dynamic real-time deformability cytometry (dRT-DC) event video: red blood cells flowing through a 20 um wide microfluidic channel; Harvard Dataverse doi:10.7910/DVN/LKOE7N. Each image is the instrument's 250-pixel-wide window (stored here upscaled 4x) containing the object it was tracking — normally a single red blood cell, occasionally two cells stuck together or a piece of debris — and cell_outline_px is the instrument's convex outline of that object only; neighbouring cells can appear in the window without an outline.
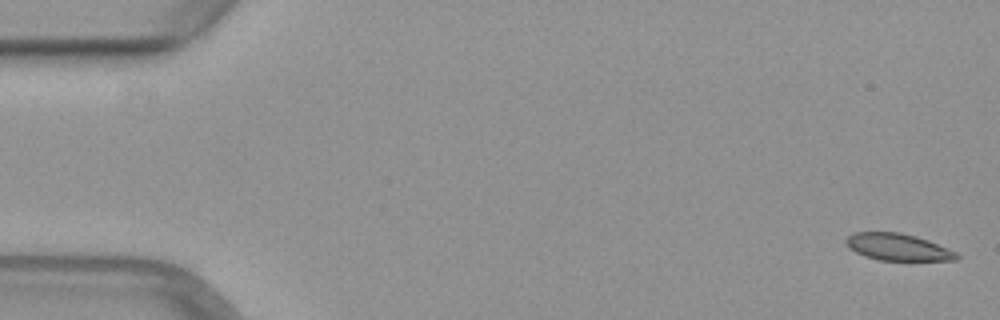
{"species": "common noctule bat (a hibernating species)", "species_latin": "Nyctalus noctula", "temperature_condition": "warm", "stored_images_in_passage": 50, "camera_frame_rate_fps": 3000, "um_per_image_px": 0.085, "animal": {"sex": "female", "body_mass_g": 29.2, "forearm_length_mm": 56.3}, "frame": {"image": 1, "passage_image": 1, "time_ms": 0.0, "image_size_px": [1000, 320], "cell_outline_px": [[960, 256], [956, 260], [880, 260], [864, 256], [848, 248], [844, 240], [852, 232], [900, 232], [916, 236], [928, 240], [956, 252]], "centroid_in_image_um": [76.28, 20.99], "position_along_channel_um": 8.7, "area_um2": 17.34}}
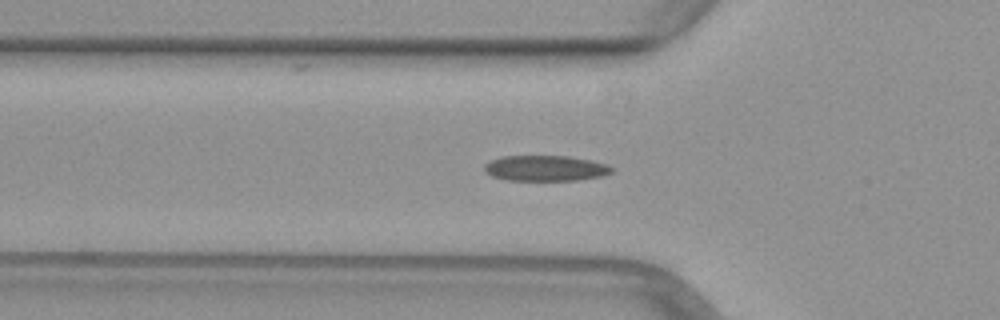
{"frame": {"image": 2, "passage_image": 17, "time_ms": 5.333, "image_size_px": [1000, 320], "cell_outline_px": [[616, 168], [612, 172], [604, 176], [580, 180], [508, 180], [492, 176], [484, 172], [484, 164], [500, 156], [568, 156], [592, 160], [608, 164]], "centroid_in_image_um": [46.41, 14.3], "position_along_channel_um": 79.4, "area_um2": 19.25}}
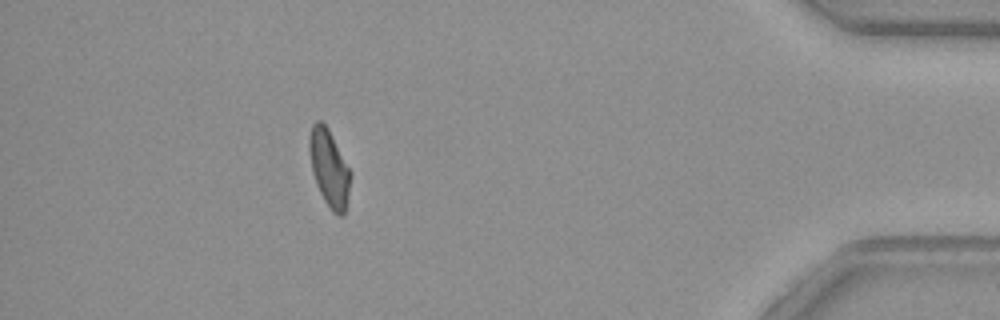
{"frame": {"image": 3, "passage_image": 45, "time_ms": 14.667, "image_size_px": [1000, 320], "cell_outline_px": [[352, 176], [344, 216], [340, 216], [332, 212], [324, 200], [316, 184], [312, 172], [308, 148], [308, 140], [312, 124], [316, 120], [320, 120], [328, 128], [352, 172]], "centroid_in_image_um": [27.98, 14.29], "position_along_channel_um": 407.2, "area_um2": 18.73}}